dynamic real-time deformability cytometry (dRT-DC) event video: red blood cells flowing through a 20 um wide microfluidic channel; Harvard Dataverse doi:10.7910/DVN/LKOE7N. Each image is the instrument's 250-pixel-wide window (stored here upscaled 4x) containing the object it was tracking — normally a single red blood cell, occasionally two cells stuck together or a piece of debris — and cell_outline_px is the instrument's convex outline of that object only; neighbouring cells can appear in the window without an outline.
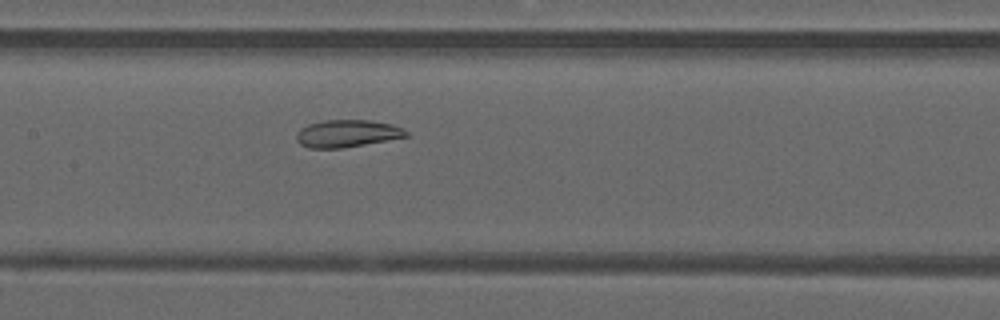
{"species": "common noctule bat (a hibernating species)", "species_latin": "Nyctalus noctula", "temperature_condition": "warm", "stored_images_in_passage": 43, "camera_frame_rate_fps": 3000, "um_per_image_px": 0.085, "animal": {"sex": "male", "forearm_length_mm": 52.5}, "frame": {"image": 1, "passage_image": 19, "time_ms": 6.0, "image_size_px": [1000, 320], "cell_outline_px": [[408, 136], [344, 148], [308, 148], [300, 144], [296, 140], [296, 132], [300, 128], [308, 124], [324, 120], [368, 120], [392, 124], [408, 132]], "centroid_in_image_um": [29.45, 11.35], "position_along_channel_um": 177.9, "area_um2": 17.46}}
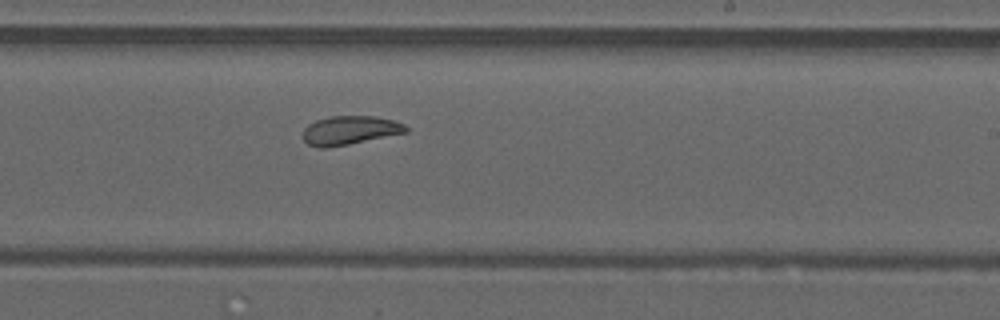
{"frame": {"image": 2, "passage_image": 25, "time_ms": 8.0, "image_size_px": [1000, 320], "cell_outline_px": [[408, 132], [328, 148], [320, 148], [308, 144], [304, 140], [304, 128], [308, 124], [316, 120], [332, 116], [372, 116], [392, 120], [404, 124], [408, 128]], "centroid_in_image_um": [29.72, 11.08], "position_along_channel_um": 259.3, "area_um2": 17.11}}
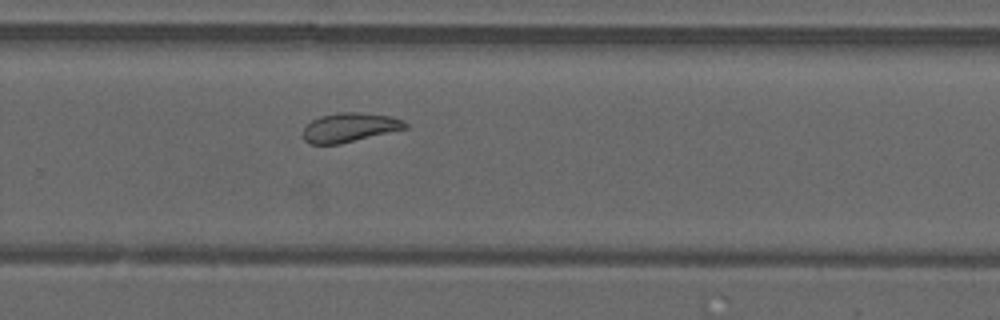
{"frame": {"image": 3, "passage_image": 28, "time_ms": 9.0, "image_size_px": [1000, 320], "cell_outline_px": [[408, 128], [340, 144], [312, 144], [304, 140], [304, 128], [312, 120], [320, 116], [340, 112], [360, 112], [392, 116], [408, 124]], "centroid_in_image_um": [29.73, 10.83], "position_along_channel_um": 300.1, "area_um2": 17.28}, "authors_computed_cell_mechanics": {"area_um2": 17.8024, "velocity_mm_per_s": 4.1044, "shape_relaxation_time_tau1_ms": null, "shape_relaxation_time_tau2_ms": 2.041, "deformation_change_tau1": null, "deformation_change_tau2": 0.0598}}